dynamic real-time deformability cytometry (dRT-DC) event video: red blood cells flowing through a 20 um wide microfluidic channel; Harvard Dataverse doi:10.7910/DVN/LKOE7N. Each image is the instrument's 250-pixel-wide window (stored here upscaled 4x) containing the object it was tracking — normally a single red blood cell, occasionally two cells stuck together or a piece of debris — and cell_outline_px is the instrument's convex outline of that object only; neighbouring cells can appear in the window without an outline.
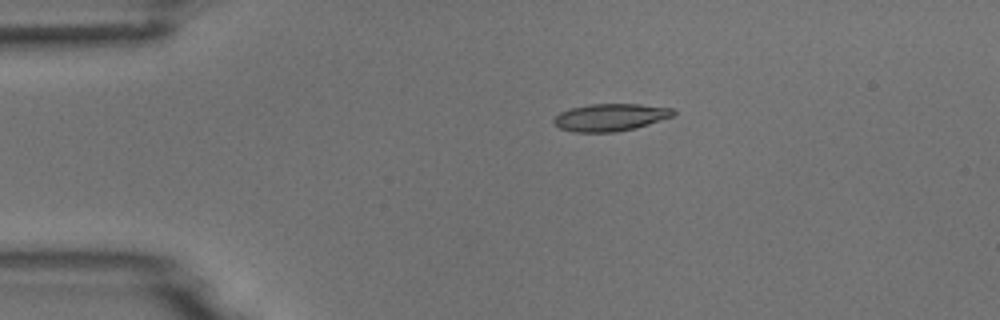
{"species": "common noctule bat (a hibernating species)", "species_latin": "Nyctalus noctula", "temperature_condition": "room temperature", "stored_images_in_passage": 6, "camera_frame_rate_fps": 3000, "um_per_image_px": 0.085, "animal": {"sex": "male", "body_mass_g": 18.8}, "frame": {"image": 1, "passage_image": 3, "time_ms": 2.333, "image_size_px": [1000, 320], "cell_outline_px": [[676, 112], [672, 116], [636, 128], [616, 132], [572, 132], [560, 128], [552, 120], [560, 112], [572, 108], [588, 104], [640, 104], [672, 108]], "centroid_in_image_um": [51.87, 9.97], "position_along_channel_um": 33.1, "area_um2": 18.96}}
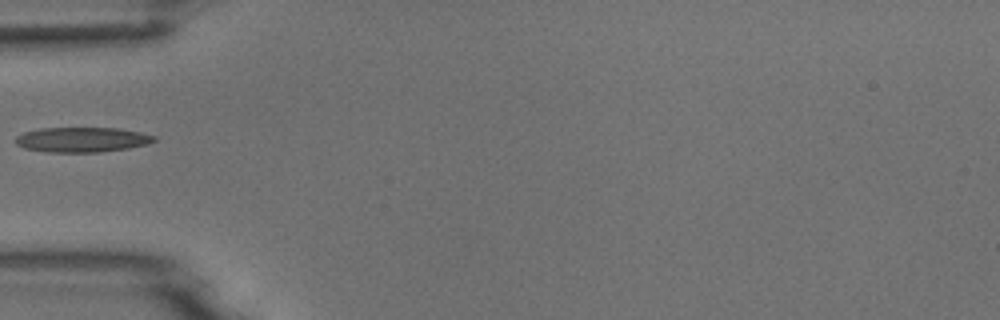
{"frame": {"image": 2, "passage_image": 5, "time_ms": 4.667, "image_size_px": [1000, 320], "cell_outline_px": [[156, 140], [148, 144], [128, 148], [100, 152], [48, 152], [24, 148], [16, 144], [16, 136], [24, 132], [40, 128], [120, 128], [140, 132], [156, 136]], "centroid_in_image_um": [6.99, 11.87], "position_along_channel_um": 78.0, "area_um2": 20.17}}